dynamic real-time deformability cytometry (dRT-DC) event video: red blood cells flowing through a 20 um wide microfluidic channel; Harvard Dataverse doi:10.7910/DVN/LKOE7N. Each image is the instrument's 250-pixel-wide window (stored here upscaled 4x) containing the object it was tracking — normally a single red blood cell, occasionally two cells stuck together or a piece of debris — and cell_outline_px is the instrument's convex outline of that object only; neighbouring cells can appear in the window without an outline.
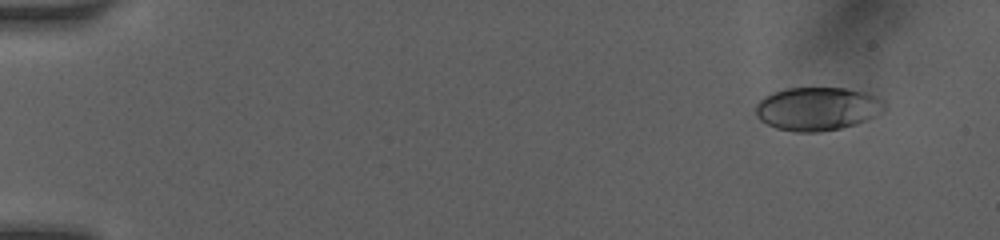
{"species": "human", "species_latin": "Homo sapiens", "temperature_condition": "room temperature", "stored_images_in_passage": 10, "camera_frame_rate_fps": 3000, "um_per_image_px": 0.085, "donor": {"sex": "female"}, "frame": {"image": 1, "passage_image": 2, "time_ms": 1.0, "image_size_px": [1000, 240], "cell_outline_px": [[884, 112], [856, 124], [840, 128], [820, 132], [796, 132], [776, 128], [760, 120], [756, 116], [756, 104], [764, 96], [772, 92], [784, 88], [844, 88], [864, 92], [876, 96], [884, 100]], "centroid_in_image_um": [69.47, 9.24], "position_along_channel_um": 15.5, "area_um2": 32.66}}
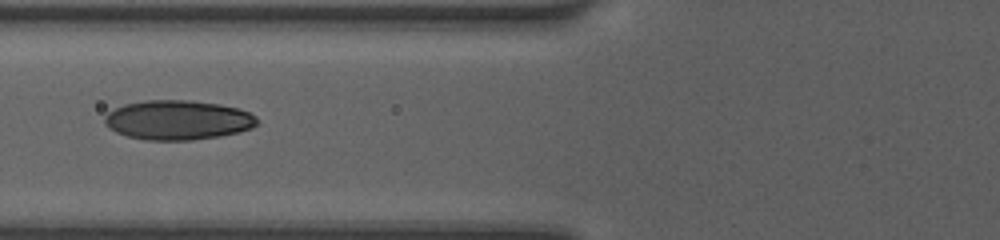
{"frame": {"image": 2, "passage_image": 9, "time_ms": 6.667, "image_size_px": [1000, 240], "cell_outline_px": [[256, 124], [252, 128], [240, 132], [220, 136], [192, 140], [144, 140], [128, 136], [116, 132], [108, 128], [104, 124], [104, 116], [108, 112], [124, 104], [144, 100], [188, 100], [220, 104], [236, 108], [248, 112], [256, 116]], "centroid_in_image_um": [15.09, 10.2], "position_along_channel_um": 110.7, "area_um2": 35.2}}